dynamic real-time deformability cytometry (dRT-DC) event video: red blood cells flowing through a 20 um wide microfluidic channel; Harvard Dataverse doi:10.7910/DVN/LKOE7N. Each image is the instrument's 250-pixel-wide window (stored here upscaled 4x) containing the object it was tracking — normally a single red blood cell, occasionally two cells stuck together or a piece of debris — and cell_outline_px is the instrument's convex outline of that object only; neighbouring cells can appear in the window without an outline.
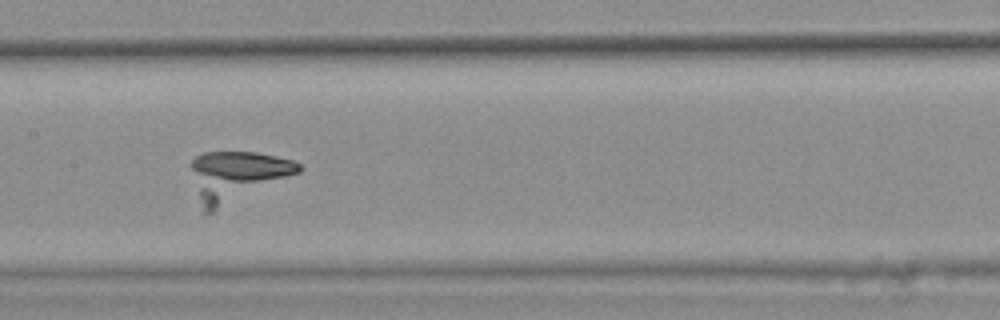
{"species": "common noctule bat (a hibernating species)", "species_latin": "Nyctalus noctula", "temperature_condition": "warm", "stored_images_in_passage": 44, "camera_frame_rate_fps": 3000, "um_per_image_px": 0.085, "animal": {"sex": "female", "body_mass_g": 25.1}, "frame": {"image": 1, "passage_image": 24, "time_ms": 7.667, "image_size_px": [1000, 320], "cell_outline_px": [[304, 168], [300, 172], [212, 212], [204, 212], [188, 164], [196, 156], [204, 152], [256, 152], [276, 156], [292, 160], [300, 164]], "centroid_in_image_um": [20.12, 14.93], "position_along_channel_um": 187.3, "area_um2": 31.04}}
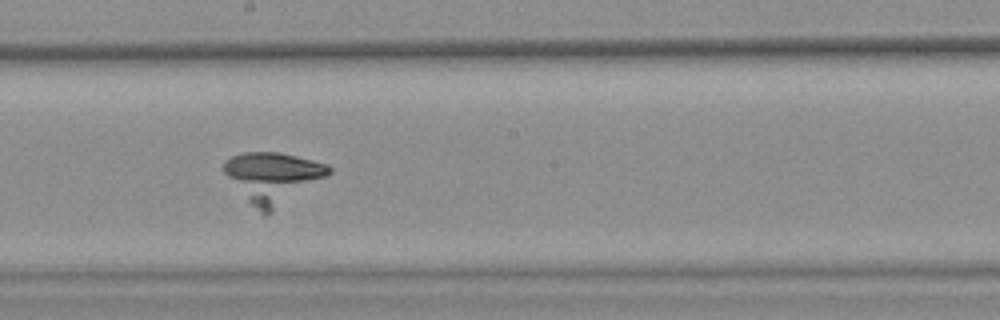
{"frame": {"image": 2, "passage_image": 27, "time_ms": 8.667, "image_size_px": [1000, 320], "cell_outline_px": [[332, 172], [272, 212], [264, 216], [248, 200], [224, 172], [224, 160], [232, 156], [244, 152], [280, 152], [328, 164], [332, 168]], "centroid_in_image_um": [23.2, 15.06], "position_along_channel_um": 225.0, "area_um2": 30.29}}